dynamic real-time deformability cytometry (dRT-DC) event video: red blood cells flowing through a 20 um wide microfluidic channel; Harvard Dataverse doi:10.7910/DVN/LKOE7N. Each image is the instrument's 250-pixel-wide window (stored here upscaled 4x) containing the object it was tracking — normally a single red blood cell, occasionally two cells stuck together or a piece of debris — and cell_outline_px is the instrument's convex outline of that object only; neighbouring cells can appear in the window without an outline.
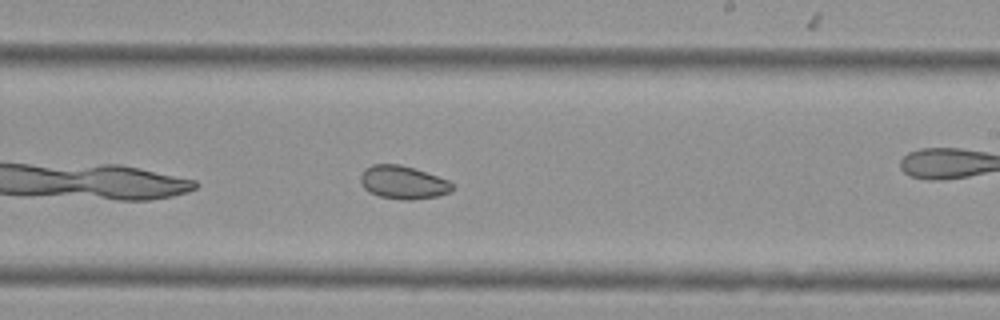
{"species": "Egyptian fruit bat (a non-hibernating species)", "species_latin": "Rousettus aegyptiacus", "temperature_condition": "cold", "stored_images_in_passage": 41, "camera_frame_rate_fps": 3000, "um_per_image_px": 0.085, "animal": {"sex": "female"}, "frame": {"image": 1, "passage_image": 18, "time_ms": 5.667, "image_size_px": [1000, 320], "cell_outline_px": [[452, 188], [448, 192], [436, 196], [412, 200], [404, 200], [380, 196], [364, 188], [360, 180], [360, 176], [364, 168], [372, 164], [400, 164], [448, 180], [452, 184]], "centroid_in_image_um": [34.21, 15.49], "position_along_channel_um": 254.8, "area_um2": 17.4}, "authors_computed_cell_mechanics": {"area_um2": 18.7272, "velocity_mm_per_s": 3.596, "shape_relaxation_time_tau1_ms": null, "shape_relaxation_time_tau2_ms": 5.0851, "deformation_change_tau1": null, "deformation_change_tau2": 0.0646}}